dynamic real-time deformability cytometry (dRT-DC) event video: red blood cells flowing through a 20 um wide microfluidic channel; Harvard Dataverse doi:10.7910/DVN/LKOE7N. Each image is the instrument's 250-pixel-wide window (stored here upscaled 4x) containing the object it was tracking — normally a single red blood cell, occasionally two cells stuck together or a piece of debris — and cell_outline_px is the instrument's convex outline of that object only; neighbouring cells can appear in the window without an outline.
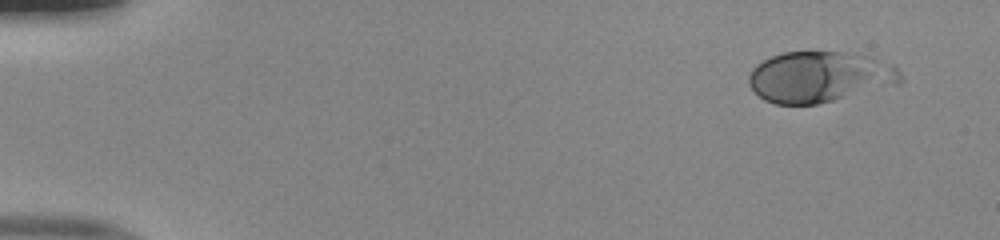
{"species": "human", "species_latin": "Homo sapiens", "temperature_condition": "room temperature", "stored_images_in_passage": 48, "camera_frame_rate_fps": 3000, "um_per_image_px": 0.085, "donor": {"sex": "male"}, "frame": {"image": 1, "passage_image": 1, "time_ms": 0.0, "image_size_px": [1000, 240], "cell_outline_px": [[904, 80], [900, 84], [820, 104], [776, 104], [764, 100], [748, 84], [748, 76], [752, 68], [756, 64], [772, 56], [784, 52], [852, 52], [896, 64], [904, 76]], "centroid_in_image_um": [69.73, 6.53], "position_along_channel_um": 15.3, "area_um2": 45.6}}
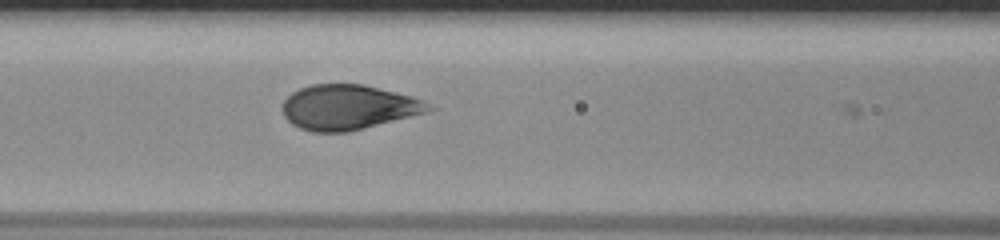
{"frame": {"image": 2, "passage_image": 20, "time_ms": 6.333, "image_size_px": [1000, 240], "cell_outline_px": [[436, 108], [428, 112], [348, 132], [312, 132], [300, 128], [292, 124], [284, 116], [280, 108], [284, 100], [292, 92], [300, 88], [312, 84], [364, 84], [412, 96], [424, 100], [432, 104]], "centroid_in_image_um": [29.61, 9.11], "position_along_channel_um": 137.0, "area_um2": 38.49}}
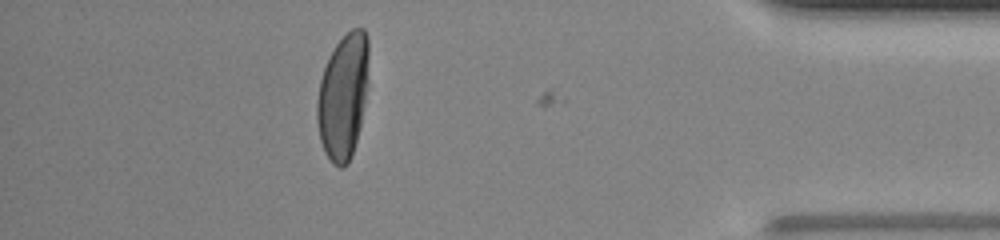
{"frame": {"image": 3, "passage_image": 43, "time_ms": 14.0, "image_size_px": [1000, 240], "cell_outline_px": [[368, 84], [360, 124], [352, 156], [348, 164], [344, 168], [340, 168], [332, 164], [324, 152], [320, 140], [316, 120], [316, 104], [320, 80], [328, 56], [336, 44], [352, 28], [364, 28], [368, 36]], "centroid_in_image_um": [29.15, 8.21], "position_along_channel_um": 406.0, "area_um2": 38.09}, "authors_computed_cell_mechanics": {"area_um2": 38.437, "velocity_mm_per_s": 4.0125, "shape_relaxation_time_tau1_ms": 3.5006, "shape_relaxation_time_tau2_ms": null, "deformation_change_tau1": 0.1715, "deformation_change_tau2": null}}